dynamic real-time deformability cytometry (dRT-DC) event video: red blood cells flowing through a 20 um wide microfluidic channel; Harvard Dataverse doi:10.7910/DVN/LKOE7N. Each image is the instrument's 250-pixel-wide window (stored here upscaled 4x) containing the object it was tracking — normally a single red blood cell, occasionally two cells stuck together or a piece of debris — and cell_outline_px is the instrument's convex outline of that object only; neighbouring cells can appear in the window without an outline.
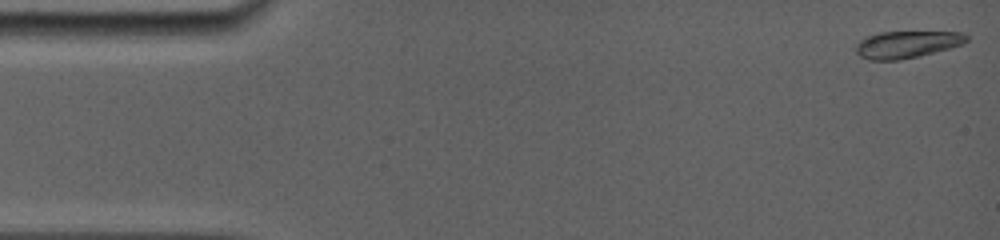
{"species": "common noctule bat (a hibernating species)", "species_latin": "Nyctalus noctula", "temperature_condition": "room temperature", "stored_images_in_passage": 45, "camera_frame_rate_fps": 5000, "um_per_image_px": 0.085, "animal": {"sex": "female", "body_mass_g": 19.0, "forearm_length_mm": 56.7}, "frame": {"image": 1, "passage_image": 1, "time_ms": 0.0, "image_size_px": [1000, 240], "cell_outline_px": [[968, 40], [964, 44], [920, 56], [900, 60], [868, 60], [860, 56], [856, 52], [856, 44], [860, 40], [868, 36], [880, 32], [960, 32], [968, 36]], "centroid_in_image_um": [77.08, 3.78], "position_along_channel_um": 7.9, "area_um2": 17.46}}
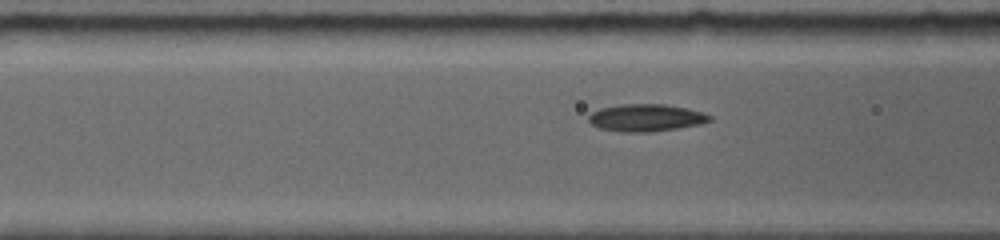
{"frame": {"image": 2, "passage_image": 26, "time_ms": 5.8, "image_size_px": [1000, 240], "cell_outline_px": [[712, 120], [700, 124], [652, 132], [620, 132], [600, 128], [592, 124], [588, 120], [588, 116], [592, 112], [600, 108], [624, 104], [664, 104], [688, 108], [704, 112], [712, 116]], "centroid_in_image_um": [54.93, 10.01], "position_along_channel_um": 111.7, "area_um2": 19.31}}
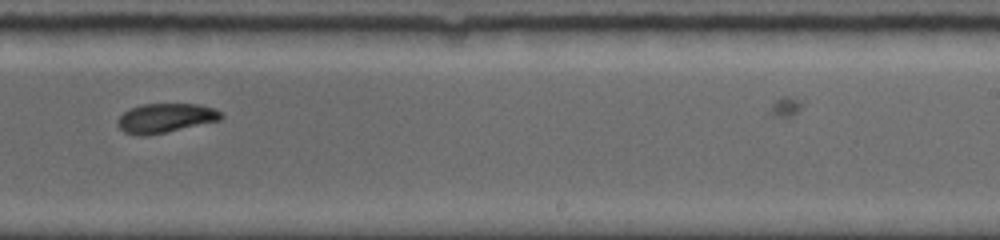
{"frame": {"image": 3, "passage_image": 38, "time_ms": 10.0, "image_size_px": [1000, 240], "cell_outline_px": [[224, 116], [220, 120], [148, 136], [136, 136], [124, 132], [116, 124], [116, 120], [124, 112], [132, 108], [144, 104], [200, 104], [216, 108]], "centroid_in_image_um": [14.06, 10.04], "position_along_channel_um": 274.9, "area_um2": 17.74}}